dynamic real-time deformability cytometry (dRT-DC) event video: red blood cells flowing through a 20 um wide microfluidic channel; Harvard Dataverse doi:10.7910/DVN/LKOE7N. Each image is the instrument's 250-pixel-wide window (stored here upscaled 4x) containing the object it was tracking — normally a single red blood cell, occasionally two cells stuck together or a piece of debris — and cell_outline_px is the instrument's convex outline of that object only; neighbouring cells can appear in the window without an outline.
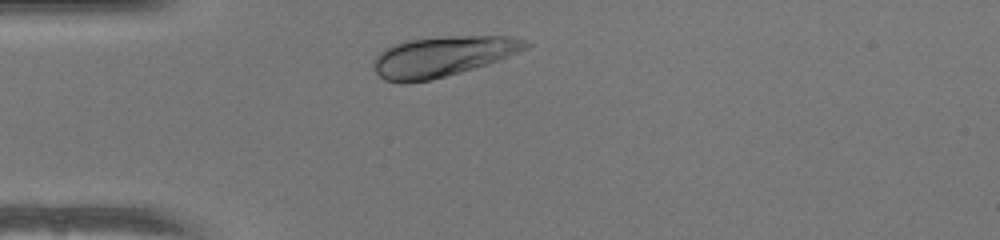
{"species": "human", "species_latin": "Homo sapiens", "temperature_condition": "warm", "stored_images_in_passage": 28, "camera_frame_rate_fps": 3000, "um_per_image_px": 0.085, "donor": {"sex": "female"}, "frame": {"image": 1, "passage_image": 1, "time_ms": 0.0, "image_size_px": [1000, 240], "cell_outline_px": [[532, 44], [528, 48], [508, 56], [460, 72], [428, 80], [408, 84], [400, 84], [384, 80], [376, 72], [376, 56], [384, 48], [392, 44], [408, 40], [444, 36], [512, 36], [524, 40]], "centroid_in_image_um": [37.6, 4.79], "position_along_channel_um": 47.4, "area_um2": 35.37}}
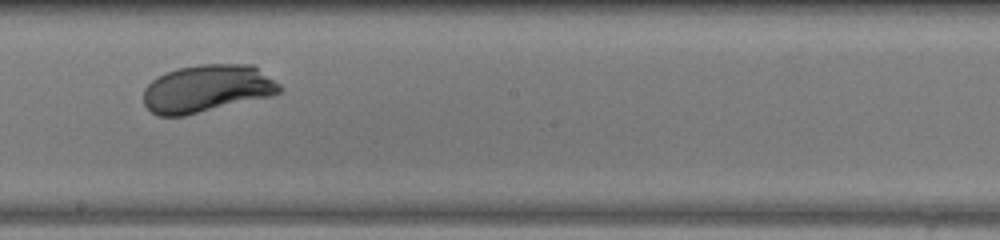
{"frame": {"image": 2, "passage_image": 16, "time_ms": 5.0, "image_size_px": [1000, 240], "cell_outline_px": [[284, 88], [280, 92], [272, 96], [184, 116], [156, 116], [144, 104], [144, 88], [152, 80], [164, 72], [176, 68], [200, 64], [252, 64], [280, 84]], "centroid_in_image_um": [17.59, 7.53], "position_along_channel_um": 230.6, "area_um2": 37.97}}
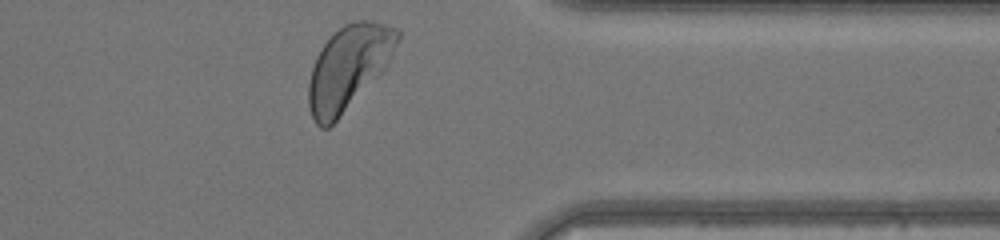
{"frame": {"image": 3, "passage_image": 28, "time_ms": 9.0, "image_size_px": [1000, 240], "cell_outline_px": [[400, 36], [384, 68], [336, 120], [328, 128], [320, 128], [316, 124], [312, 116], [308, 104], [308, 84], [312, 68], [316, 56], [320, 48], [344, 24], [356, 20], [368, 20], [396, 28], [400, 32]], "centroid_in_image_um": [29.57, 5.73], "position_along_channel_um": 381.8, "area_um2": 42.37}, "authors_computed_cell_mechanics": {"area_um2": 37.7723, "velocity_mm_per_s": 4.0344, "shape_relaxation_time_tau1_ms": 1.6116, "shape_relaxation_time_tau2_ms": null, "deformation_change_tau1": 0.1413, "deformation_change_tau2": null}}